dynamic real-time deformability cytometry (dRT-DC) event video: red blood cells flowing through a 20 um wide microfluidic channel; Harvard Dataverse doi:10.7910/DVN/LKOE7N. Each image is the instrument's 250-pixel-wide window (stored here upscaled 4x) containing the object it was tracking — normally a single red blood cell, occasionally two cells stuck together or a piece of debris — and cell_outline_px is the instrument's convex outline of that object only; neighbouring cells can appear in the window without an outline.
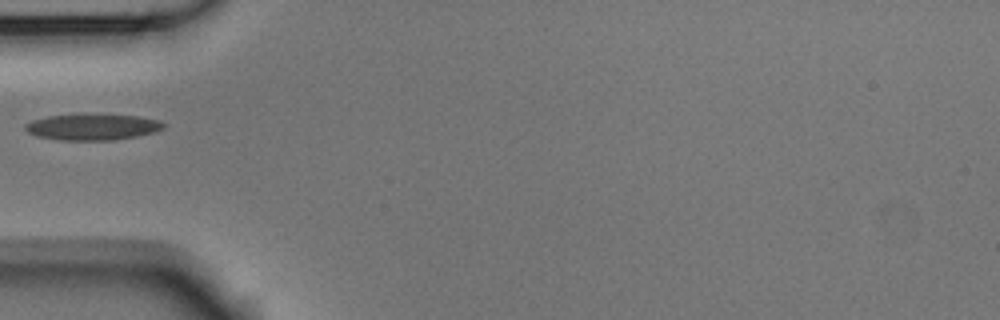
{"species": "Egyptian fruit bat (a non-hibernating species)", "species_latin": "Rousettus aegyptiacus", "temperature_condition": "room temperature", "stored_images_in_passage": 2, "camera_frame_rate_fps": 3000, "um_per_image_px": 0.085, "animal": {"sex": "male"}, "frame": {"image": 1, "passage_image": 1, "time_ms": 0.0, "image_size_px": [1000, 320], "cell_outline_px": [[168, 124], [164, 128], [156, 132], [136, 136], [112, 140], [60, 140], [36, 136], [28, 132], [24, 128], [24, 124], [32, 120], [48, 116], [136, 116], [160, 120]], "centroid_in_image_um": [7.89, 10.82], "position_along_channel_um": 77.1, "area_um2": 20.52}}
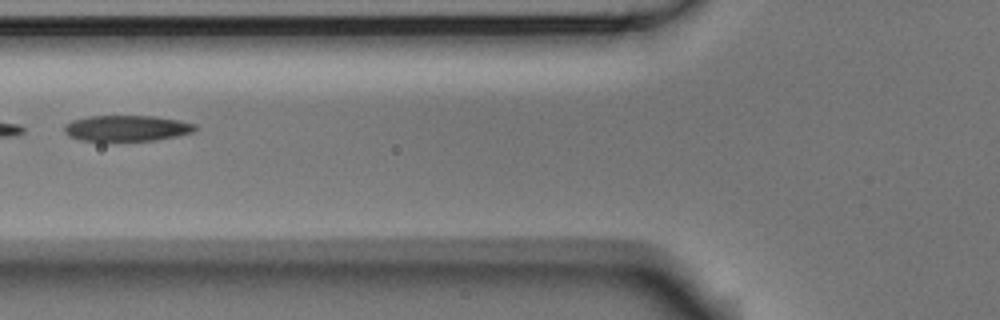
{"frame": {"image": 2, "passage_image": 2, "time_ms": 0.333, "image_size_px": [1000, 320], "cell_outline_px": [[196, 128], [192, 132], [176, 136], [156, 140], [80, 140], [68, 136], [64, 132], [64, 124], [72, 120], [88, 116], [152, 116], [176, 120], [196, 124]], "centroid_in_image_um": [10.72, 10.89], "position_along_channel_um": 115.1, "area_um2": 19.48}}